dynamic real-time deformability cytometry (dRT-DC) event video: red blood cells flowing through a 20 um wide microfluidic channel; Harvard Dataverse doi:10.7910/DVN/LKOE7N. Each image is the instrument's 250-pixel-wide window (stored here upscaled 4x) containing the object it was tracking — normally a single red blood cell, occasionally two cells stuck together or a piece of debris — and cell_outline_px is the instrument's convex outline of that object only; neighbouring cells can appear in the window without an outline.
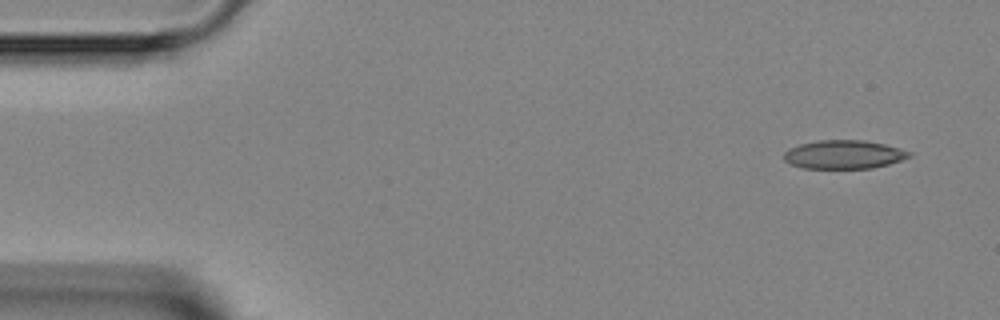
{"species": "Egyptian fruit bat (a non-hibernating species)", "species_latin": "Rousettus aegyptiacus", "temperature_condition": "room temperature", "stored_images_in_passage": 4, "camera_frame_rate_fps": 3000, "um_per_image_px": 0.085, "animal": {"sex": "female"}, "frame": {"image": 1, "passage_image": 1, "time_ms": 0.0, "image_size_px": [1000, 320], "cell_outline_px": [[912, 156], [888, 164], [872, 168], [804, 168], [792, 164], [784, 160], [784, 152], [788, 148], [800, 144], [816, 140], [864, 140], [884, 144], [900, 148], [912, 152]], "centroid_in_image_um": [71.73, 13.12], "position_along_channel_um": 13.3, "area_um2": 20.87}}
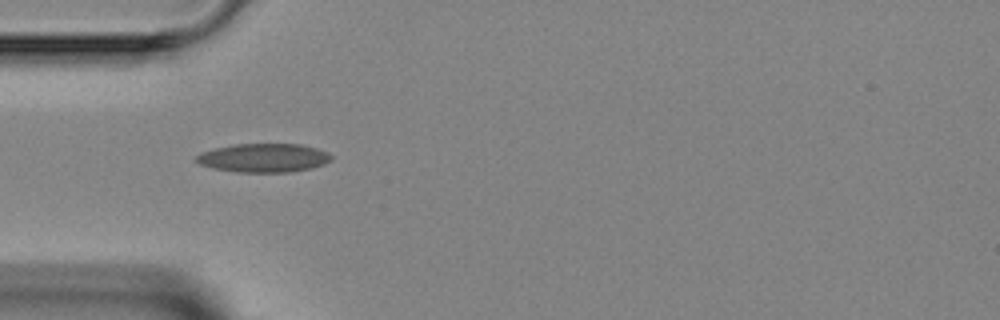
{"frame": {"image": 2, "passage_image": 4, "time_ms": 3.667, "image_size_px": [1000, 320], "cell_outline_px": [[332, 160], [324, 164], [312, 168], [288, 172], [236, 172], [212, 168], [200, 164], [192, 160], [200, 152], [232, 144], [300, 144], [316, 148], [328, 152], [332, 156]], "centroid_in_image_um": [22.39, 13.42], "position_along_channel_um": 62.6, "area_um2": 22.77}}